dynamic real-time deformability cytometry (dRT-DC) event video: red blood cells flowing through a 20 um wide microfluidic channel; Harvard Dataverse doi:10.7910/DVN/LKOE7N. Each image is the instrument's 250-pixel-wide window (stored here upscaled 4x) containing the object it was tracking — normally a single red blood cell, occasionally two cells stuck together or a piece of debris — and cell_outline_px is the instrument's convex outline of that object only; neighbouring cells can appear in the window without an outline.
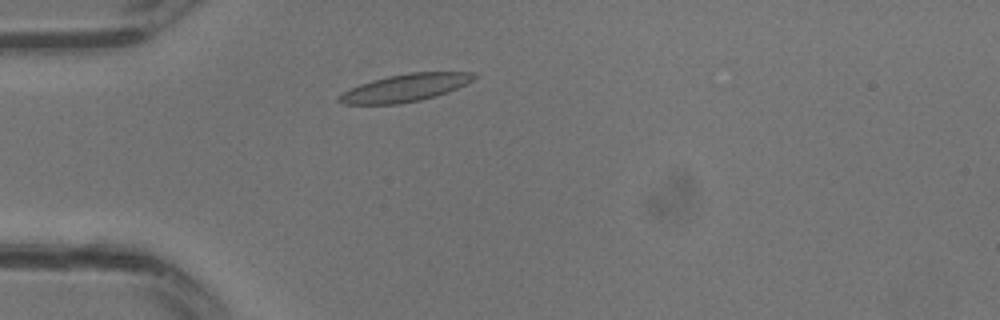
{"species": "common noctule bat (a hibernating species)", "species_latin": "Nyctalus noctula", "temperature_condition": "warm", "stored_images_in_passage": 28, "camera_frame_rate_fps": 3000, "um_per_image_px": 0.085, "animal": {"sex": "male", "body_mass_g": 13.3}, "frame": {"image": 1, "passage_image": 5, "time_ms": 1.333, "image_size_px": [1000, 320], "cell_outline_px": [[480, 76], [448, 92], [436, 96], [420, 100], [400, 104], [344, 104], [336, 100], [336, 96], [360, 84], [372, 80], [388, 76], [408, 72], [476, 72]], "centroid_in_image_um": [34.45, 7.46], "position_along_channel_um": 50.5, "area_um2": 21.68}}
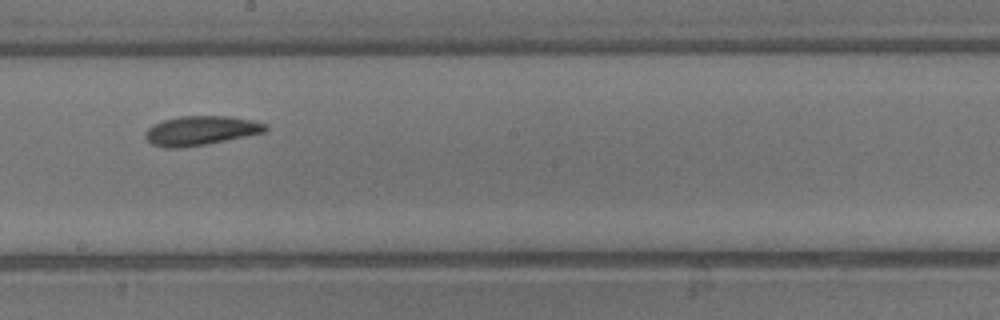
{"frame": {"image": 2, "passage_image": 14, "time_ms": 4.333, "image_size_px": [1000, 320], "cell_outline_px": [[268, 128], [264, 132], [208, 144], [180, 148], [164, 148], [152, 144], [144, 136], [144, 132], [152, 124], [164, 120], [180, 116], [228, 116], [252, 120], [268, 124]], "centroid_in_image_um": [17.04, 11.1], "position_along_channel_um": 231.2, "area_um2": 20.58}}
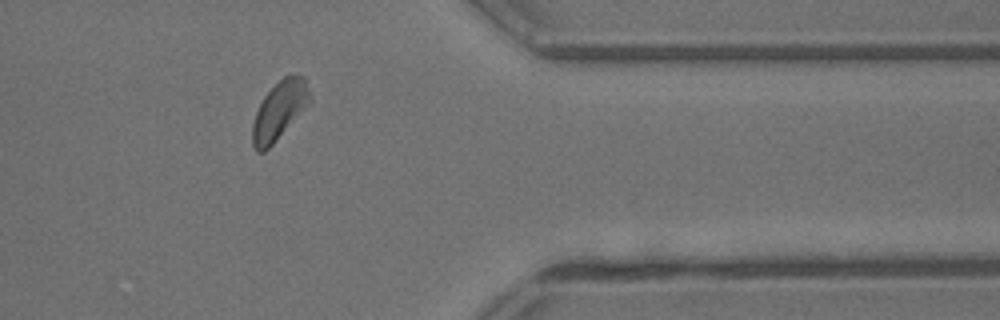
{"frame": {"image": 3, "passage_image": 22, "time_ms": 7.0, "image_size_px": [1000, 320], "cell_outline_px": [[312, 100], [272, 144], [264, 152], [256, 152], [252, 144], [252, 124], [256, 112], [264, 96], [284, 76], [304, 76]], "centroid_in_image_um": [23.72, 9.4], "position_along_channel_um": 387.7, "area_um2": 18.96}}